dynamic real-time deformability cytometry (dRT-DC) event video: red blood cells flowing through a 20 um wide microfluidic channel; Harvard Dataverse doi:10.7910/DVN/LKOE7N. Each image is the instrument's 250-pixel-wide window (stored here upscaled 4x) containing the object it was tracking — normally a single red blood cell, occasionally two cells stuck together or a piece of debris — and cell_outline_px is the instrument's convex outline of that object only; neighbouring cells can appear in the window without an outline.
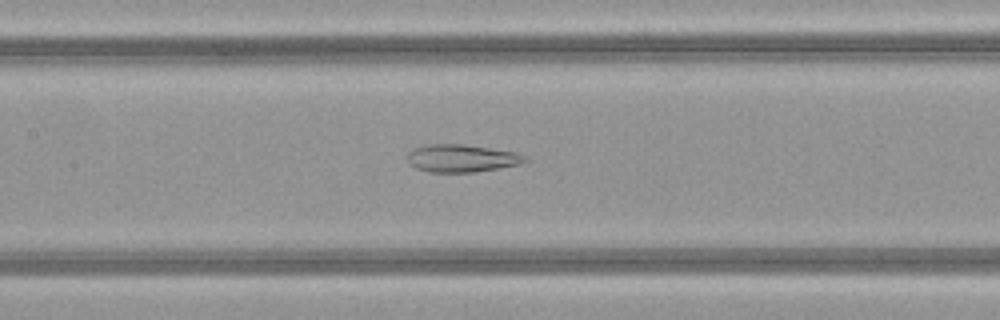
{"species": "common noctule bat (a hibernating species)", "species_latin": "Nyctalus noctula", "temperature_condition": "warm", "stored_images_in_passage": 49, "camera_frame_rate_fps": 3000, "um_per_image_px": 0.085, "animal": {"sex": "female", "body_mass_g": 21.9}, "frame": {"image": 1, "passage_image": 23, "time_ms": 7.333, "image_size_px": [1000, 320], "cell_outline_px": [[528, 160], [516, 164], [496, 168], [472, 172], [428, 172], [416, 168], [408, 164], [408, 152], [412, 148], [428, 144], [460, 144], [516, 152], [524, 156]], "centroid_in_image_um": [39.14, 13.45], "position_along_channel_um": 168.3, "area_um2": 18.67}}
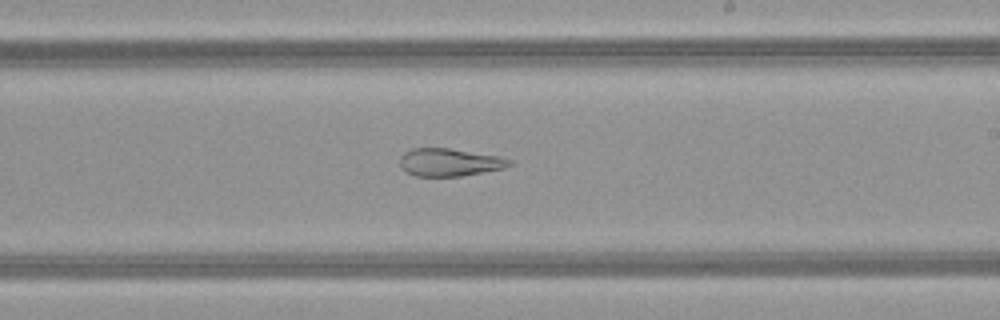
{"frame": {"image": 2, "passage_image": 29, "time_ms": 9.333, "image_size_px": [1000, 320], "cell_outline_px": [[512, 164], [504, 168], [460, 176], [416, 176], [400, 168], [400, 156], [404, 152], [412, 148], [448, 148], [496, 156], [512, 160]], "centroid_in_image_um": [38.16, 13.79], "position_along_channel_um": 250.8, "area_um2": 17.51}}
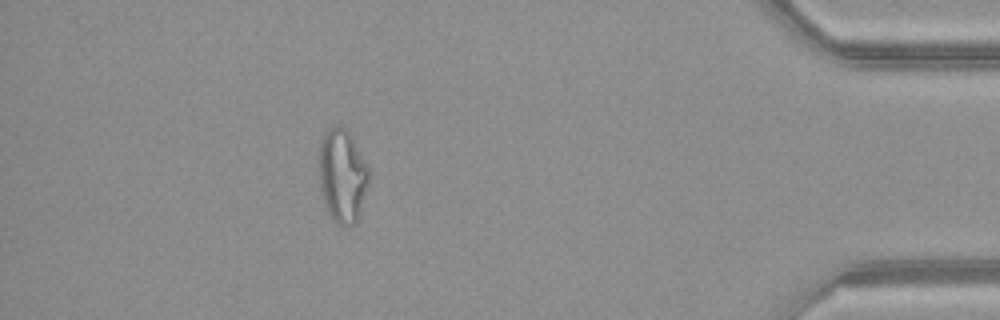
{"frame": {"image": 3, "passage_image": 44, "time_ms": 14.333, "image_size_px": [1000, 320], "cell_outline_px": [[368, 184], [356, 224], [348, 228], [340, 228], [336, 224], [328, 212], [324, 204], [320, 188], [320, 140], [324, 132], [332, 124], [340, 124], [348, 128], [368, 168]], "centroid_in_image_um": [29.09, 14.94], "position_along_channel_um": 406.1, "area_um2": 27.57}, "authors_computed_cell_mechanics": {"area_um2": 26.7036, "velocity_mm_per_s": 4.1448, "shape_relaxation_time_tau1_ms": null, "shape_relaxation_time_tau2_ms": 2.2506, "deformation_change_tau1": null, "deformation_change_tau2": 0.1194}}